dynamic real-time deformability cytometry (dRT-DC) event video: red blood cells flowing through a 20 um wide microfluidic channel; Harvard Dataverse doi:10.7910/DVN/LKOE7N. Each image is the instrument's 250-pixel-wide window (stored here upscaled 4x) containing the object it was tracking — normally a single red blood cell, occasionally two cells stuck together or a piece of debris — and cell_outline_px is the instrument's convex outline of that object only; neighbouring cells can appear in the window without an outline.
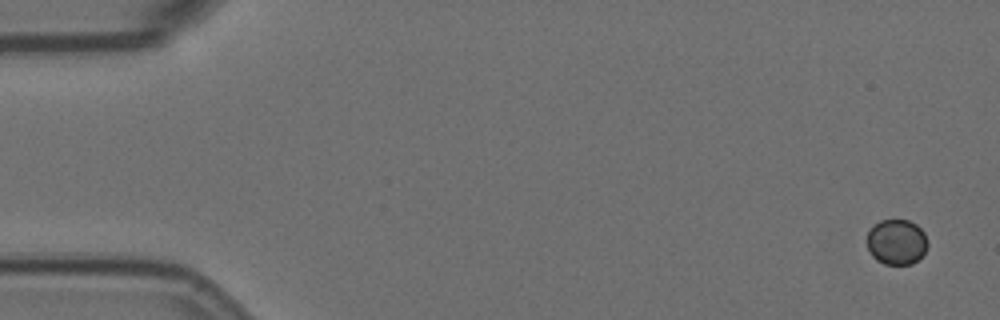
{"species": "Egyptian fruit bat (a non-hibernating species)", "species_latin": "Rousettus aegyptiacus", "temperature_condition": "room temperature", "stored_images_in_passage": 3, "camera_frame_rate_fps": 3000, "um_per_image_px": 0.085, "animal": {"sex": "female"}, "frame": {"image": 1, "passage_image": 1, "time_ms": 0.0, "image_size_px": [1000, 320], "cell_outline_px": [[928, 248], [912, 264], [884, 264], [876, 260], [872, 256], [868, 248], [868, 232], [880, 220], [908, 220], [916, 224], [924, 232], [928, 240]], "centroid_in_image_um": [76.23, 20.57], "position_along_channel_um": 8.8, "area_um2": 15.95}}
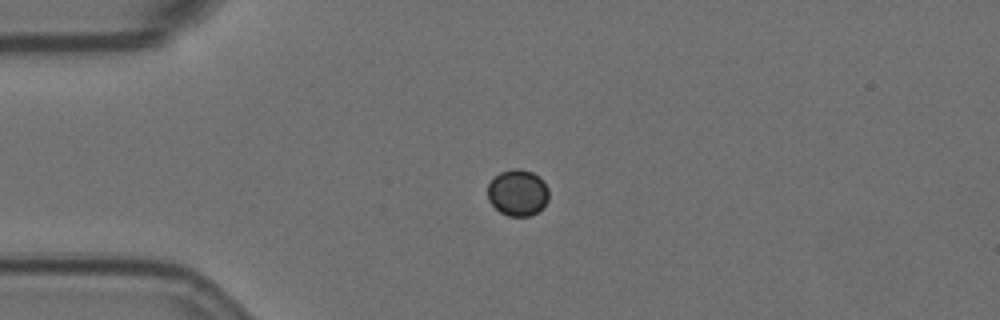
{"frame": {"image": 2, "passage_image": 3, "time_ms": 4.0, "image_size_px": [1000, 320], "cell_outline_px": [[548, 200], [536, 212], [528, 216], [508, 216], [500, 212], [488, 200], [488, 184], [500, 172], [512, 168], [520, 168], [532, 172], [544, 180], [548, 188]], "centroid_in_image_um": [44.0, 16.36], "position_along_channel_um": 41.0, "area_um2": 16.47}}